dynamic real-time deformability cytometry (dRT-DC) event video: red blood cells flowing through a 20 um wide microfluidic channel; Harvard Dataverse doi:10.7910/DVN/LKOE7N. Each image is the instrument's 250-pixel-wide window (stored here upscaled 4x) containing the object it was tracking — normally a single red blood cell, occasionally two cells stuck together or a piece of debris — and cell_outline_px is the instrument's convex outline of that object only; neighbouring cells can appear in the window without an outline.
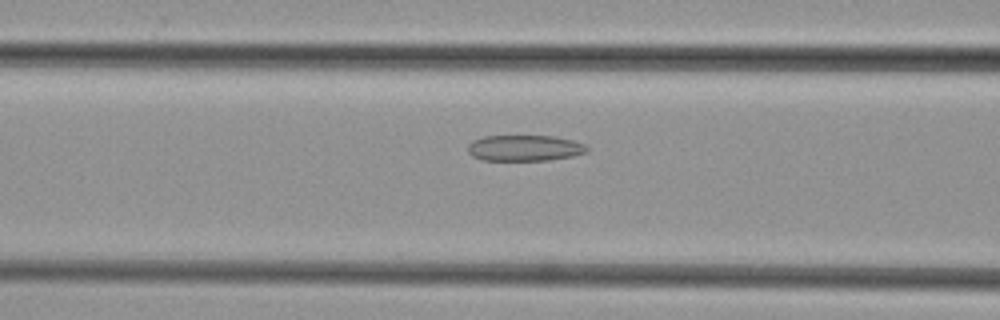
{"species": "common noctule bat (a hibernating species)", "species_latin": "Nyctalus noctula", "temperature_condition": "cold", "stored_images_in_passage": 48, "camera_frame_rate_fps": 3000, "um_per_image_px": 0.085, "animal": {"sex": "female", "body_mass_g": 29.2, "forearm_length_mm": 56.3}, "frame": {"image": 1, "passage_image": 19, "time_ms": 6.0, "image_size_px": [1000, 320], "cell_outline_px": [[588, 152], [572, 156], [548, 160], [480, 160], [472, 156], [468, 152], [468, 144], [472, 140], [484, 136], [552, 136], [572, 140], [584, 144], [588, 148]], "centroid_in_image_um": [44.56, 12.58], "position_along_channel_um": 122.0, "area_um2": 18.03}}
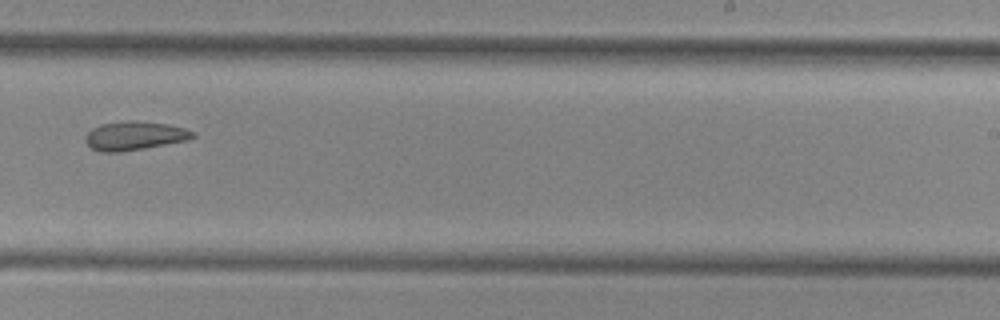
{"frame": {"image": 2, "passage_image": 30, "time_ms": 9.667, "image_size_px": [1000, 320], "cell_outline_px": [[196, 136], [188, 140], [144, 148], [120, 152], [100, 152], [92, 148], [84, 140], [84, 136], [92, 128], [100, 124], [128, 120], [136, 120], [168, 124], [184, 128], [196, 132]], "centroid_in_image_um": [11.43, 11.53], "position_along_channel_um": 277.6, "area_um2": 18.15}}
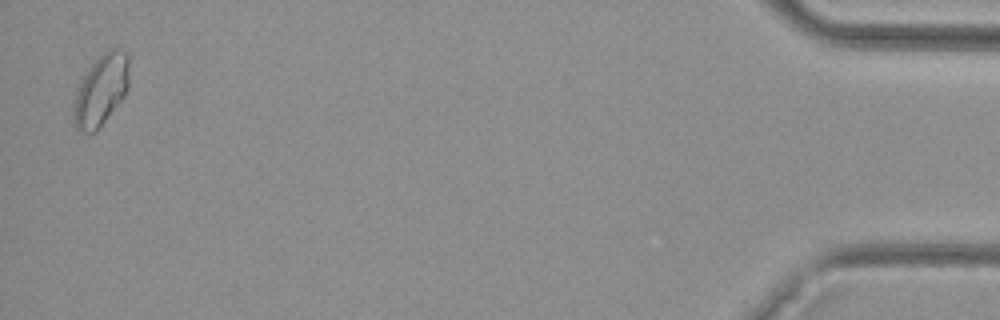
{"frame": {"image": 3, "passage_image": 47, "time_ms": 15.333, "image_size_px": [1000, 320], "cell_outline_px": [[128, 88], [124, 96], [96, 132], [76, 132], [72, 120], [72, 104], [76, 88], [88, 68], [108, 48], [116, 48], [124, 52], [128, 56]], "centroid_in_image_um": [8.52, 7.7], "position_along_channel_um": 426.7, "area_um2": 23.29}}